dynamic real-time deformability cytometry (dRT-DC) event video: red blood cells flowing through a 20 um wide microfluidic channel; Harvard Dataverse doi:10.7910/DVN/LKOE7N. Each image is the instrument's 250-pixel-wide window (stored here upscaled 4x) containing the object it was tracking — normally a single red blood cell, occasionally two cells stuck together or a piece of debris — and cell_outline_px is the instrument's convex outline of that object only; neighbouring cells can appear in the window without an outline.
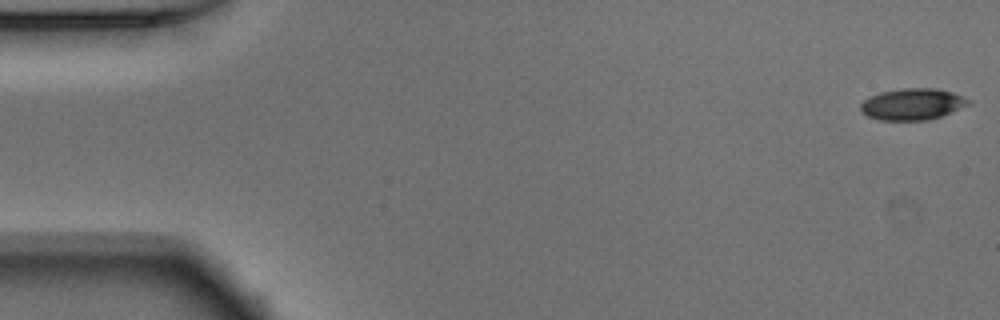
{"species": "Egyptian fruit bat (a non-hibernating species)", "species_latin": "Rousettus aegyptiacus", "temperature_condition": "warm", "stored_images_in_passage": 51, "camera_frame_rate_fps": 3000, "um_per_image_px": 0.085, "animal": {"sex": "male"}, "frame": {"image": 1, "passage_image": 1, "time_ms": 0.0, "image_size_px": [1000, 320], "cell_outline_px": [[972, 104], [940, 116], [928, 120], [880, 120], [868, 116], [860, 112], [860, 104], [864, 100], [880, 92], [900, 88], [936, 88], [952, 92], [972, 100]], "centroid_in_image_um": [77.57, 8.85], "position_along_channel_um": 7.4, "area_um2": 19.88}}
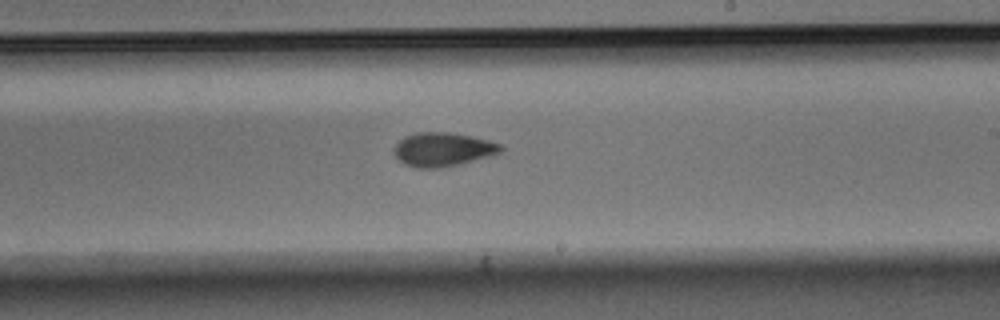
{"frame": {"image": 2, "passage_image": 30, "time_ms": 9.667, "image_size_px": [1000, 320], "cell_outline_px": [[504, 148], [500, 152], [492, 156], [460, 164], [440, 168], [416, 168], [404, 164], [396, 156], [396, 144], [404, 136], [416, 132], [448, 132], [472, 136], [488, 140], [500, 144]], "centroid_in_image_um": [37.67, 12.7], "position_along_channel_um": 251.3, "area_um2": 21.04}}
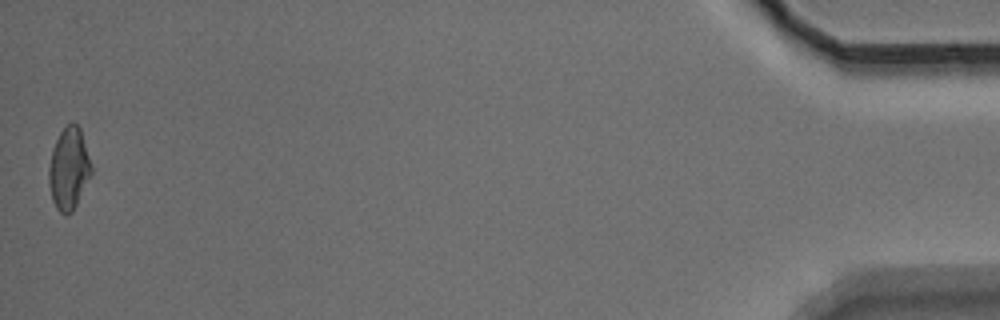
{"frame": {"image": 3, "passage_image": 51, "time_ms": 16.667, "image_size_px": [1000, 320], "cell_outline_px": [[92, 172], [72, 212], [68, 216], [64, 216], [56, 208], [52, 200], [48, 180], [48, 168], [52, 148], [60, 132], [72, 120], [80, 128], [92, 168]], "centroid_in_image_um": [5.83, 14.35], "position_along_channel_um": 429.4, "area_um2": 20.23}, "authors_computed_cell_mechanics": {"area_um2": 20.4034, "velocity_mm_per_s": 3.9158, "shape_relaxation_time_tau1_ms": 4.5589, "shape_relaxation_time_tau2_ms": 2.7615, "deformation_change_tau1": 0.1332, "deformation_change_tau2": 0.0971}}